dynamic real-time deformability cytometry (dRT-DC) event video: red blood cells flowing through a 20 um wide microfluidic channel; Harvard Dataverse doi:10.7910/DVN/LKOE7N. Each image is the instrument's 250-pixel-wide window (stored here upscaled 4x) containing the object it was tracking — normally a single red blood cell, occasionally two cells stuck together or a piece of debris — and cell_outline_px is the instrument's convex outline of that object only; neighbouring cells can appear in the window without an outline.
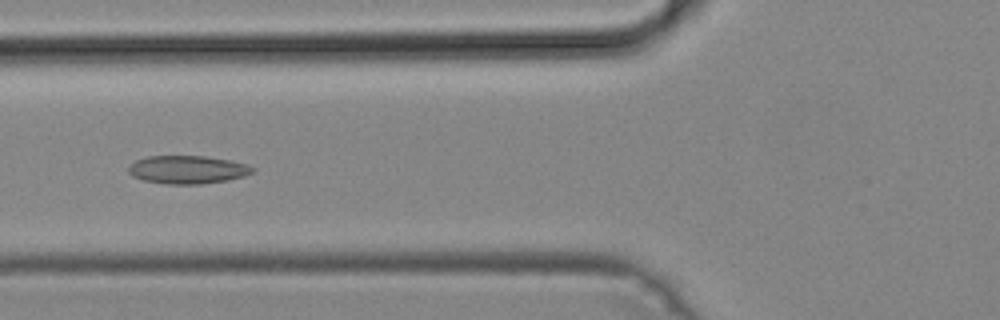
{"species": "common noctule bat (a hibernating species)", "species_latin": "Nyctalus noctula", "temperature_condition": "cold", "stored_images_in_passage": 39, "camera_frame_rate_fps": 3000, "um_per_image_px": 0.085, "animal": {"sex": "male", "body_mass_g": 19.2, "forearm_length_mm": 51.8}, "frame": {"image": 1, "passage_image": 9, "time_ms": 2.667, "image_size_px": [1000, 320], "cell_outline_px": [[256, 172], [244, 176], [228, 180], [200, 184], [164, 184], [144, 180], [132, 176], [128, 172], [128, 168], [136, 160], [148, 156], [204, 156], [228, 160], [248, 164], [256, 168]], "centroid_in_image_um": [15.98, 14.42], "position_along_channel_um": 109.8, "area_um2": 20.4}}
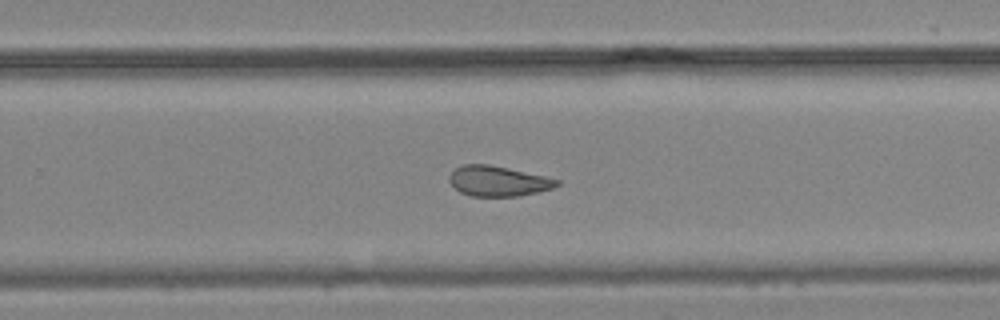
{"frame": {"image": 2, "passage_image": 22, "time_ms": 7.0, "image_size_px": [1000, 320], "cell_outline_px": [[560, 184], [556, 188], [540, 192], [520, 196], [472, 196], [460, 192], [452, 188], [448, 180], [448, 176], [456, 168], [464, 164], [488, 164], [508, 168], [544, 176], [560, 180]], "centroid_in_image_um": [42.34, 15.4], "position_along_channel_um": 287.5, "area_um2": 19.19}}
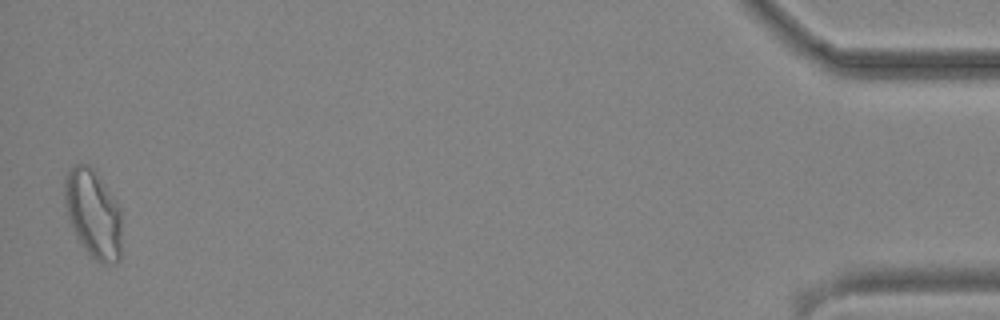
{"frame": {"image": 3, "passage_image": 39, "time_ms": 12.667, "image_size_px": [1000, 320], "cell_outline_px": [[120, 260], [116, 264], [104, 264], [96, 260], [88, 252], [80, 240], [68, 216], [64, 196], [64, 180], [72, 164], [88, 164], [96, 172], [116, 200], [120, 208]], "centroid_in_image_um": [7.93, 18.13], "position_along_channel_um": 427.3, "area_um2": 28.96}}